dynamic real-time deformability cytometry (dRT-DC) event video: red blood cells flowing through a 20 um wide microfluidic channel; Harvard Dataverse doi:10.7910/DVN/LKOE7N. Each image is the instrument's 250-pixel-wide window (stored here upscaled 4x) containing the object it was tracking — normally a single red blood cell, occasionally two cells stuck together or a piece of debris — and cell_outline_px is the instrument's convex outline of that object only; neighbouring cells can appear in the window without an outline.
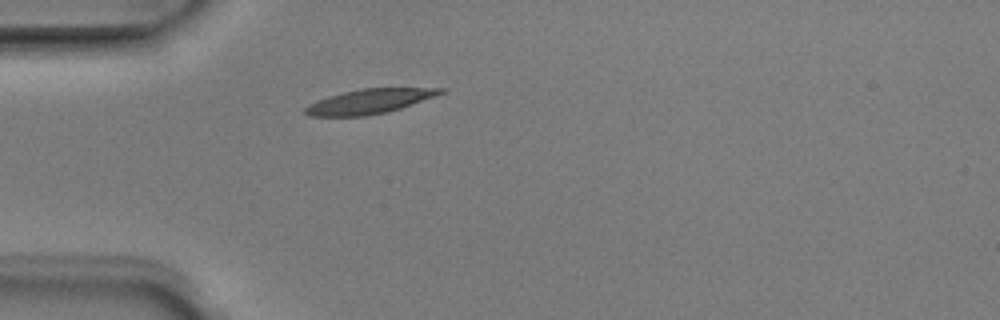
{"species": "Egyptian fruit bat (a non-hibernating species)", "species_latin": "Rousettus aegyptiacus", "temperature_condition": "room temperature", "stored_images_in_passage": 1, "camera_frame_rate_fps": 3000, "um_per_image_px": 0.085, "animal": {"sex": "male"}, "frame": {"image": 1, "passage_image": 1, "time_ms": 0.0, "image_size_px": [1000, 320], "cell_outline_px": [[448, 88], [444, 92], [400, 108], [384, 112], [364, 116], [308, 116], [304, 112], [304, 108], [308, 104], [328, 96], [360, 88]], "centroid_in_image_um": [31.34, 8.61], "position_along_channel_um": 53.7, "area_um2": 19.07}}